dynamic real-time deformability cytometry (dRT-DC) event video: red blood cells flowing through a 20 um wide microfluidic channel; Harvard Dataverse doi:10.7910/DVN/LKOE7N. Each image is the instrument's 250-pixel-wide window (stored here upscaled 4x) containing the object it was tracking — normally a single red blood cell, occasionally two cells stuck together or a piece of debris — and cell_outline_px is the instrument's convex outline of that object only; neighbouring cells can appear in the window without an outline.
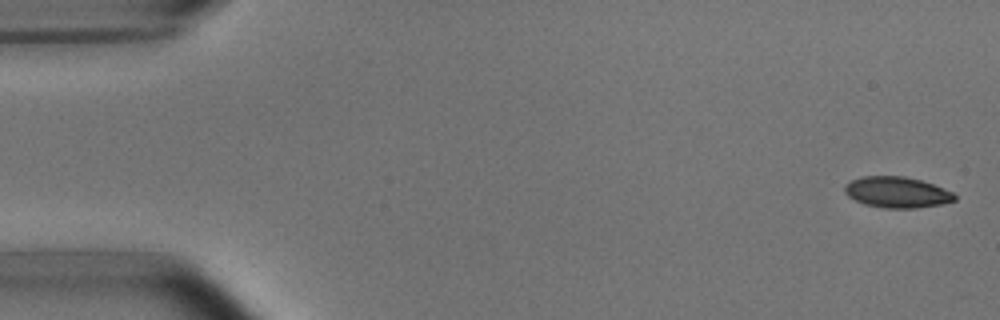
{"species": "common noctule bat (a hibernating species)", "species_latin": "Nyctalus noctula", "temperature_condition": "room temperature", "stored_images_in_passage": 4, "camera_frame_rate_fps": 3000, "um_per_image_px": 0.085, "animal": {"sex": "male", "body_mass_g": 15.6}, "frame": {"image": 1, "passage_image": 1, "time_ms": 0.0, "image_size_px": [1000, 320], "cell_outline_px": [[956, 200], [940, 204], [916, 208], [884, 208], [864, 204], [848, 196], [844, 192], [844, 184], [852, 180], [864, 176], [904, 176], [920, 180], [944, 188], [952, 192], [956, 196]], "centroid_in_image_um": [76.22, 16.34], "position_along_channel_um": 8.8, "area_um2": 19.77}}
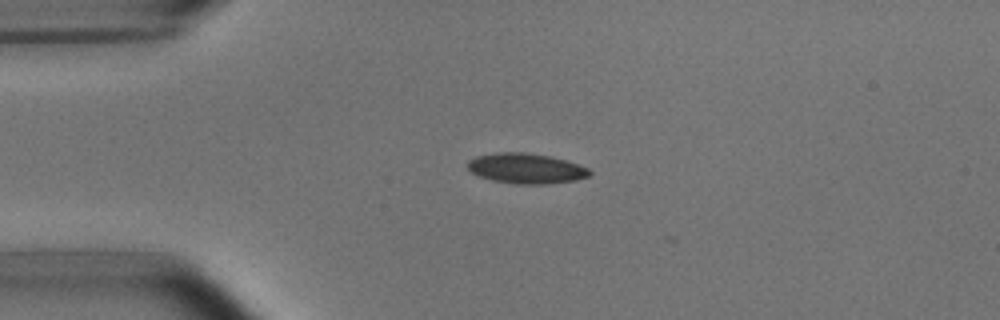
{"frame": {"image": 2, "passage_image": 4, "time_ms": 3.667, "image_size_px": [1000, 320], "cell_outline_px": [[592, 172], [588, 176], [576, 180], [544, 184], [516, 184], [492, 180], [480, 176], [472, 172], [468, 168], [468, 160], [476, 156], [496, 152], [524, 152], [552, 156], [588, 168]], "centroid_in_image_um": [44.7, 14.31], "position_along_channel_um": 40.3, "area_um2": 21.39}}